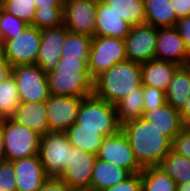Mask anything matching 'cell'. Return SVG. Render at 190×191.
<instances>
[{
  "instance_id": "obj_1",
  "label": "cell",
  "mask_w": 190,
  "mask_h": 191,
  "mask_svg": "<svg viewBox=\"0 0 190 191\" xmlns=\"http://www.w3.org/2000/svg\"><path fill=\"white\" fill-rule=\"evenodd\" d=\"M121 130L142 168L159 166L172 150V141L143 117L121 125Z\"/></svg>"
},
{
  "instance_id": "obj_2",
  "label": "cell",
  "mask_w": 190,
  "mask_h": 191,
  "mask_svg": "<svg viewBox=\"0 0 190 191\" xmlns=\"http://www.w3.org/2000/svg\"><path fill=\"white\" fill-rule=\"evenodd\" d=\"M141 85V64L126 60L116 63L94 80V95L115 105Z\"/></svg>"
},
{
  "instance_id": "obj_3",
  "label": "cell",
  "mask_w": 190,
  "mask_h": 191,
  "mask_svg": "<svg viewBox=\"0 0 190 191\" xmlns=\"http://www.w3.org/2000/svg\"><path fill=\"white\" fill-rule=\"evenodd\" d=\"M76 124L79 129L99 130L105 137L115 135L121 130L115 105L95 95L82 99Z\"/></svg>"
},
{
  "instance_id": "obj_4",
  "label": "cell",
  "mask_w": 190,
  "mask_h": 191,
  "mask_svg": "<svg viewBox=\"0 0 190 191\" xmlns=\"http://www.w3.org/2000/svg\"><path fill=\"white\" fill-rule=\"evenodd\" d=\"M6 160L13 161L38 155L41 136L11 118L0 120Z\"/></svg>"
},
{
  "instance_id": "obj_5",
  "label": "cell",
  "mask_w": 190,
  "mask_h": 191,
  "mask_svg": "<svg viewBox=\"0 0 190 191\" xmlns=\"http://www.w3.org/2000/svg\"><path fill=\"white\" fill-rule=\"evenodd\" d=\"M126 60L125 40L108 36L92 38L88 70L94 80L116 63Z\"/></svg>"
},
{
  "instance_id": "obj_6",
  "label": "cell",
  "mask_w": 190,
  "mask_h": 191,
  "mask_svg": "<svg viewBox=\"0 0 190 191\" xmlns=\"http://www.w3.org/2000/svg\"><path fill=\"white\" fill-rule=\"evenodd\" d=\"M72 145L65 132H49L40 138L38 156L48 177H59L69 164Z\"/></svg>"
},
{
  "instance_id": "obj_7",
  "label": "cell",
  "mask_w": 190,
  "mask_h": 191,
  "mask_svg": "<svg viewBox=\"0 0 190 191\" xmlns=\"http://www.w3.org/2000/svg\"><path fill=\"white\" fill-rule=\"evenodd\" d=\"M20 102L46 101L49 87L46 72L37 64H26L11 67Z\"/></svg>"
},
{
  "instance_id": "obj_8",
  "label": "cell",
  "mask_w": 190,
  "mask_h": 191,
  "mask_svg": "<svg viewBox=\"0 0 190 191\" xmlns=\"http://www.w3.org/2000/svg\"><path fill=\"white\" fill-rule=\"evenodd\" d=\"M97 0H64L63 24L81 36H95Z\"/></svg>"
},
{
  "instance_id": "obj_9",
  "label": "cell",
  "mask_w": 190,
  "mask_h": 191,
  "mask_svg": "<svg viewBox=\"0 0 190 191\" xmlns=\"http://www.w3.org/2000/svg\"><path fill=\"white\" fill-rule=\"evenodd\" d=\"M50 95L86 98L94 95V79L90 73H46Z\"/></svg>"
},
{
  "instance_id": "obj_10",
  "label": "cell",
  "mask_w": 190,
  "mask_h": 191,
  "mask_svg": "<svg viewBox=\"0 0 190 191\" xmlns=\"http://www.w3.org/2000/svg\"><path fill=\"white\" fill-rule=\"evenodd\" d=\"M41 30L28 25L20 35L5 41L7 62L11 67L36 64Z\"/></svg>"
},
{
  "instance_id": "obj_11",
  "label": "cell",
  "mask_w": 190,
  "mask_h": 191,
  "mask_svg": "<svg viewBox=\"0 0 190 191\" xmlns=\"http://www.w3.org/2000/svg\"><path fill=\"white\" fill-rule=\"evenodd\" d=\"M96 156L100 160L127 169L132 174L143 170L135 159L129 140L122 130L115 135L106 136Z\"/></svg>"
},
{
  "instance_id": "obj_12",
  "label": "cell",
  "mask_w": 190,
  "mask_h": 191,
  "mask_svg": "<svg viewBox=\"0 0 190 191\" xmlns=\"http://www.w3.org/2000/svg\"><path fill=\"white\" fill-rule=\"evenodd\" d=\"M157 35L158 28L152 25L132 26L125 38L127 59L140 64L155 59Z\"/></svg>"
},
{
  "instance_id": "obj_13",
  "label": "cell",
  "mask_w": 190,
  "mask_h": 191,
  "mask_svg": "<svg viewBox=\"0 0 190 191\" xmlns=\"http://www.w3.org/2000/svg\"><path fill=\"white\" fill-rule=\"evenodd\" d=\"M83 98L50 95L46 100V112L51 132H65L76 123Z\"/></svg>"
},
{
  "instance_id": "obj_14",
  "label": "cell",
  "mask_w": 190,
  "mask_h": 191,
  "mask_svg": "<svg viewBox=\"0 0 190 191\" xmlns=\"http://www.w3.org/2000/svg\"><path fill=\"white\" fill-rule=\"evenodd\" d=\"M96 159L95 154L72 146L69 151V164L59 178L72 188H90Z\"/></svg>"
},
{
  "instance_id": "obj_15",
  "label": "cell",
  "mask_w": 190,
  "mask_h": 191,
  "mask_svg": "<svg viewBox=\"0 0 190 191\" xmlns=\"http://www.w3.org/2000/svg\"><path fill=\"white\" fill-rule=\"evenodd\" d=\"M155 59L186 66L190 64L188 52L176 27L158 28Z\"/></svg>"
},
{
  "instance_id": "obj_16",
  "label": "cell",
  "mask_w": 190,
  "mask_h": 191,
  "mask_svg": "<svg viewBox=\"0 0 190 191\" xmlns=\"http://www.w3.org/2000/svg\"><path fill=\"white\" fill-rule=\"evenodd\" d=\"M67 31L64 24L41 30V43L36 58V64L46 73L53 70L60 61Z\"/></svg>"
},
{
  "instance_id": "obj_17",
  "label": "cell",
  "mask_w": 190,
  "mask_h": 191,
  "mask_svg": "<svg viewBox=\"0 0 190 191\" xmlns=\"http://www.w3.org/2000/svg\"><path fill=\"white\" fill-rule=\"evenodd\" d=\"M11 162L15 169L16 191H38L48 178L38 155Z\"/></svg>"
},
{
  "instance_id": "obj_18",
  "label": "cell",
  "mask_w": 190,
  "mask_h": 191,
  "mask_svg": "<svg viewBox=\"0 0 190 191\" xmlns=\"http://www.w3.org/2000/svg\"><path fill=\"white\" fill-rule=\"evenodd\" d=\"M10 118L37 132L40 136L51 132L47 119L46 101L20 102Z\"/></svg>"
},
{
  "instance_id": "obj_19",
  "label": "cell",
  "mask_w": 190,
  "mask_h": 191,
  "mask_svg": "<svg viewBox=\"0 0 190 191\" xmlns=\"http://www.w3.org/2000/svg\"><path fill=\"white\" fill-rule=\"evenodd\" d=\"M131 27L121 16L112 11L110 6L102 0H97L95 36H108L125 40Z\"/></svg>"
},
{
  "instance_id": "obj_20",
  "label": "cell",
  "mask_w": 190,
  "mask_h": 191,
  "mask_svg": "<svg viewBox=\"0 0 190 191\" xmlns=\"http://www.w3.org/2000/svg\"><path fill=\"white\" fill-rule=\"evenodd\" d=\"M143 118L171 141L185 128L179 110L174 109L168 103L152 110L144 111Z\"/></svg>"
},
{
  "instance_id": "obj_21",
  "label": "cell",
  "mask_w": 190,
  "mask_h": 191,
  "mask_svg": "<svg viewBox=\"0 0 190 191\" xmlns=\"http://www.w3.org/2000/svg\"><path fill=\"white\" fill-rule=\"evenodd\" d=\"M180 66L171 62L153 59L141 64L142 85L167 91L173 74Z\"/></svg>"
},
{
  "instance_id": "obj_22",
  "label": "cell",
  "mask_w": 190,
  "mask_h": 191,
  "mask_svg": "<svg viewBox=\"0 0 190 191\" xmlns=\"http://www.w3.org/2000/svg\"><path fill=\"white\" fill-rule=\"evenodd\" d=\"M131 175L129 170L97 158L91 174L90 187L95 191H101L124 181Z\"/></svg>"
},
{
  "instance_id": "obj_23",
  "label": "cell",
  "mask_w": 190,
  "mask_h": 191,
  "mask_svg": "<svg viewBox=\"0 0 190 191\" xmlns=\"http://www.w3.org/2000/svg\"><path fill=\"white\" fill-rule=\"evenodd\" d=\"M145 23L156 28L174 27L178 21L171 0H144Z\"/></svg>"
},
{
  "instance_id": "obj_24",
  "label": "cell",
  "mask_w": 190,
  "mask_h": 191,
  "mask_svg": "<svg viewBox=\"0 0 190 191\" xmlns=\"http://www.w3.org/2000/svg\"><path fill=\"white\" fill-rule=\"evenodd\" d=\"M165 93L167 103L180 111L190 97V64L175 71Z\"/></svg>"
},
{
  "instance_id": "obj_25",
  "label": "cell",
  "mask_w": 190,
  "mask_h": 191,
  "mask_svg": "<svg viewBox=\"0 0 190 191\" xmlns=\"http://www.w3.org/2000/svg\"><path fill=\"white\" fill-rule=\"evenodd\" d=\"M143 85L132 90L130 94L115 104L120 125L144 116Z\"/></svg>"
},
{
  "instance_id": "obj_26",
  "label": "cell",
  "mask_w": 190,
  "mask_h": 191,
  "mask_svg": "<svg viewBox=\"0 0 190 191\" xmlns=\"http://www.w3.org/2000/svg\"><path fill=\"white\" fill-rule=\"evenodd\" d=\"M131 26L145 24L144 0H102Z\"/></svg>"
},
{
  "instance_id": "obj_27",
  "label": "cell",
  "mask_w": 190,
  "mask_h": 191,
  "mask_svg": "<svg viewBox=\"0 0 190 191\" xmlns=\"http://www.w3.org/2000/svg\"><path fill=\"white\" fill-rule=\"evenodd\" d=\"M70 144L89 153L97 155L105 138L99 130L79 129L78 124H74L65 131Z\"/></svg>"
},
{
  "instance_id": "obj_28",
  "label": "cell",
  "mask_w": 190,
  "mask_h": 191,
  "mask_svg": "<svg viewBox=\"0 0 190 191\" xmlns=\"http://www.w3.org/2000/svg\"><path fill=\"white\" fill-rule=\"evenodd\" d=\"M159 167L175 181L176 185L190 182V159L183 155L171 150Z\"/></svg>"
},
{
  "instance_id": "obj_29",
  "label": "cell",
  "mask_w": 190,
  "mask_h": 191,
  "mask_svg": "<svg viewBox=\"0 0 190 191\" xmlns=\"http://www.w3.org/2000/svg\"><path fill=\"white\" fill-rule=\"evenodd\" d=\"M140 173L142 191H176L175 181L159 166L145 167Z\"/></svg>"
},
{
  "instance_id": "obj_30",
  "label": "cell",
  "mask_w": 190,
  "mask_h": 191,
  "mask_svg": "<svg viewBox=\"0 0 190 191\" xmlns=\"http://www.w3.org/2000/svg\"><path fill=\"white\" fill-rule=\"evenodd\" d=\"M19 103L17 84L10 74L0 82V120L10 118Z\"/></svg>"
},
{
  "instance_id": "obj_31",
  "label": "cell",
  "mask_w": 190,
  "mask_h": 191,
  "mask_svg": "<svg viewBox=\"0 0 190 191\" xmlns=\"http://www.w3.org/2000/svg\"><path fill=\"white\" fill-rule=\"evenodd\" d=\"M92 36H81L67 31L61 51V57L89 59Z\"/></svg>"
},
{
  "instance_id": "obj_32",
  "label": "cell",
  "mask_w": 190,
  "mask_h": 191,
  "mask_svg": "<svg viewBox=\"0 0 190 191\" xmlns=\"http://www.w3.org/2000/svg\"><path fill=\"white\" fill-rule=\"evenodd\" d=\"M0 7L28 25H31L33 22L36 10L33 0H0Z\"/></svg>"
},
{
  "instance_id": "obj_33",
  "label": "cell",
  "mask_w": 190,
  "mask_h": 191,
  "mask_svg": "<svg viewBox=\"0 0 190 191\" xmlns=\"http://www.w3.org/2000/svg\"><path fill=\"white\" fill-rule=\"evenodd\" d=\"M63 24V8H36L32 26L37 29L57 27Z\"/></svg>"
},
{
  "instance_id": "obj_34",
  "label": "cell",
  "mask_w": 190,
  "mask_h": 191,
  "mask_svg": "<svg viewBox=\"0 0 190 191\" xmlns=\"http://www.w3.org/2000/svg\"><path fill=\"white\" fill-rule=\"evenodd\" d=\"M27 26L28 24L23 20L0 7V37L5 41L20 35Z\"/></svg>"
},
{
  "instance_id": "obj_35",
  "label": "cell",
  "mask_w": 190,
  "mask_h": 191,
  "mask_svg": "<svg viewBox=\"0 0 190 191\" xmlns=\"http://www.w3.org/2000/svg\"><path fill=\"white\" fill-rule=\"evenodd\" d=\"M143 108L149 111L167 103L166 93L162 89L143 86Z\"/></svg>"
},
{
  "instance_id": "obj_36",
  "label": "cell",
  "mask_w": 190,
  "mask_h": 191,
  "mask_svg": "<svg viewBox=\"0 0 190 191\" xmlns=\"http://www.w3.org/2000/svg\"><path fill=\"white\" fill-rule=\"evenodd\" d=\"M53 70L55 72L89 73L88 60H84L83 58L61 57Z\"/></svg>"
},
{
  "instance_id": "obj_37",
  "label": "cell",
  "mask_w": 190,
  "mask_h": 191,
  "mask_svg": "<svg viewBox=\"0 0 190 191\" xmlns=\"http://www.w3.org/2000/svg\"><path fill=\"white\" fill-rule=\"evenodd\" d=\"M0 190L16 191L15 169L11 161L0 162Z\"/></svg>"
},
{
  "instance_id": "obj_38",
  "label": "cell",
  "mask_w": 190,
  "mask_h": 191,
  "mask_svg": "<svg viewBox=\"0 0 190 191\" xmlns=\"http://www.w3.org/2000/svg\"><path fill=\"white\" fill-rule=\"evenodd\" d=\"M172 151L190 159V130L186 126L172 141Z\"/></svg>"
},
{
  "instance_id": "obj_39",
  "label": "cell",
  "mask_w": 190,
  "mask_h": 191,
  "mask_svg": "<svg viewBox=\"0 0 190 191\" xmlns=\"http://www.w3.org/2000/svg\"><path fill=\"white\" fill-rule=\"evenodd\" d=\"M101 191H142L141 173H135L124 181Z\"/></svg>"
},
{
  "instance_id": "obj_40",
  "label": "cell",
  "mask_w": 190,
  "mask_h": 191,
  "mask_svg": "<svg viewBox=\"0 0 190 191\" xmlns=\"http://www.w3.org/2000/svg\"><path fill=\"white\" fill-rule=\"evenodd\" d=\"M70 188L59 177H48L38 191H70Z\"/></svg>"
},
{
  "instance_id": "obj_41",
  "label": "cell",
  "mask_w": 190,
  "mask_h": 191,
  "mask_svg": "<svg viewBox=\"0 0 190 191\" xmlns=\"http://www.w3.org/2000/svg\"><path fill=\"white\" fill-rule=\"evenodd\" d=\"M175 27L181 35L188 52L190 53V16L178 19Z\"/></svg>"
},
{
  "instance_id": "obj_42",
  "label": "cell",
  "mask_w": 190,
  "mask_h": 191,
  "mask_svg": "<svg viewBox=\"0 0 190 191\" xmlns=\"http://www.w3.org/2000/svg\"><path fill=\"white\" fill-rule=\"evenodd\" d=\"M173 1V9L177 18L190 16V0H171Z\"/></svg>"
},
{
  "instance_id": "obj_43",
  "label": "cell",
  "mask_w": 190,
  "mask_h": 191,
  "mask_svg": "<svg viewBox=\"0 0 190 191\" xmlns=\"http://www.w3.org/2000/svg\"><path fill=\"white\" fill-rule=\"evenodd\" d=\"M36 8H63L64 0H33Z\"/></svg>"
},
{
  "instance_id": "obj_44",
  "label": "cell",
  "mask_w": 190,
  "mask_h": 191,
  "mask_svg": "<svg viewBox=\"0 0 190 191\" xmlns=\"http://www.w3.org/2000/svg\"><path fill=\"white\" fill-rule=\"evenodd\" d=\"M179 112L183 123L186 125L190 121V97Z\"/></svg>"
},
{
  "instance_id": "obj_45",
  "label": "cell",
  "mask_w": 190,
  "mask_h": 191,
  "mask_svg": "<svg viewBox=\"0 0 190 191\" xmlns=\"http://www.w3.org/2000/svg\"><path fill=\"white\" fill-rule=\"evenodd\" d=\"M11 74V66L8 62H0V82Z\"/></svg>"
},
{
  "instance_id": "obj_46",
  "label": "cell",
  "mask_w": 190,
  "mask_h": 191,
  "mask_svg": "<svg viewBox=\"0 0 190 191\" xmlns=\"http://www.w3.org/2000/svg\"><path fill=\"white\" fill-rule=\"evenodd\" d=\"M0 62H7L5 40L0 37Z\"/></svg>"
},
{
  "instance_id": "obj_47",
  "label": "cell",
  "mask_w": 190,
  "mask_h": 191,
  "mask_svg": "<svg viewBox=\"0 0 190 191\" xmlns=\"http://www.w3.org/2000/svg\"><path fill=\"white\" fill-rule=\"evenodd\" d=\"M6 161V153L4 149V140H3V135H2V130L0 127V162Z\"/></svg>"
},
{
  "instance_id": "obj_48",
  "label": "cell",
  "mask_w": 190,
  "mask_h": 191,
  "mask_svg": "<svg viewBox=\"0 0 190 191\" xmlns=\"http://www.w3.org/2000/svg\"><path fill=\"white\" fill-rule=\"evenodd\" d=\"M176 191H190V182L186 184L176 185Z\"/></svg>"
},
{
  "instance_id": "obj_49",
  "label": "cell",
  "mask_w": 190,
  "mask_h": 191,
  "mask_svg": "<svg viewBox=\"0 0 190 191\" xmlns=\"http://www.w3.org/2000/svg\"><path fill=\"white\" fill-rule=\"evenodd\" d=\"M70 191H95L93 188H70Z\"/></svg>"
},
{
  "instance_id": "obj_50",
  "label": "cell",
  "mask_w": 190,
  "mask_h": 191,
  "mask_svg": "<svg viewBox=\"0 0 190 191\" xmlns=\"http://www.w3.org/2000/svg\"><path fill=\"white\" fill-rule=\"evenodd\" d=\"M185 126L190 130V121Z\"/></svg>"
}]
</instances>
